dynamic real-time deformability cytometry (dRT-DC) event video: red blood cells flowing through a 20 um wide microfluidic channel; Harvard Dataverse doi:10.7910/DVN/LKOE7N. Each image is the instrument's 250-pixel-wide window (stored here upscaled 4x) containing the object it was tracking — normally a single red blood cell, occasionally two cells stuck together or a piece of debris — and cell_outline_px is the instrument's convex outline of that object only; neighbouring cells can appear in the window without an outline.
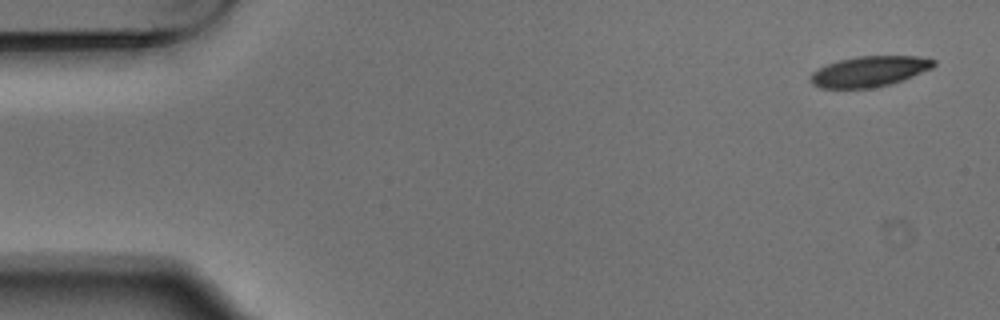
{"species": "Egyptian fruit bat (a non-hibernating species)", "species_latin": "Rousettus aegyptiacus", "temperature_condition": "warm", "stored_images_in_passage": 4, "segment_of_instrument_passage": [2, 2], "camera_frame_rate_fps": 3000, "um_per_image_px": 0.085, "animal": {"sex": "male"}, "frame": {"image": 1, "passage_image": 4, "time_ms": 1.0, "image_size_px": [1000, 320], "cell_outline_px": [[936, 64], [932, 68], [904, 80], [892, 84], [872, 88], [820, 88], [812, 84], [808, 80], [808, 76], [812, 72], [828, 64], [840, 60], [856, 56], [920, 56], [936, 60]], "centroid_in_image_um": [73.9, 6.08], "position_along_channel_um": 11.1, "area_um2": 22.14}}